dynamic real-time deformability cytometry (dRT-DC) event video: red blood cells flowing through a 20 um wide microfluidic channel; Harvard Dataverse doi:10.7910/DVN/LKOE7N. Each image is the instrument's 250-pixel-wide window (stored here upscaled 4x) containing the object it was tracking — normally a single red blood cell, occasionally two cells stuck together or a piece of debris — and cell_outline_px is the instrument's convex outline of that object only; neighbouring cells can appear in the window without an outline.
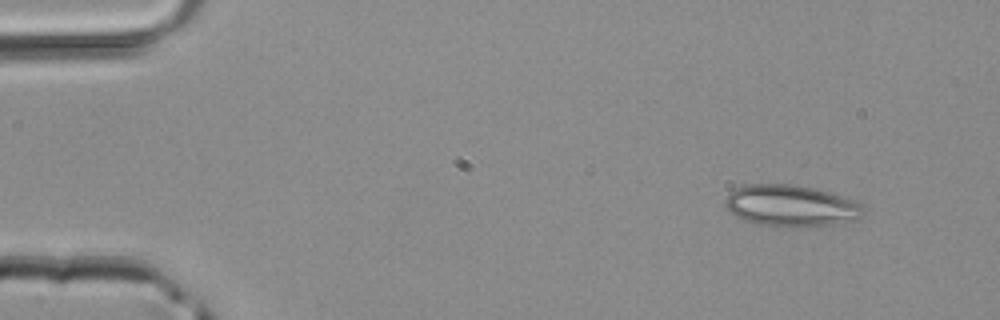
{"species": "common noctule bat (a hibernating species)", "species_latin": "Nyctalus noctula", "temperature_condition": "room temperature", "stored_images_in_passage": 3, "camera_frame_rate_fps": 3000, "um_per_image_px": 0.085, "animal": {"sex": "male", "body_mass_g": 20.4}, "frame": {"image": 1, "passage_image": 1, "time_ms": 0.0, "image_size_px": [1000, 320], "cell_outline_px": [[864, 212], [856, 220], [832, 224], [792, 228], [756, 224], [744, 220], [736, 216], [724, 204], [724, 200], [732, 188], [748, 184], [788, 184], [812, 188], [828, 192], [856, 200], [864, 204]], "centroid_in_image_um": [67.23, 17.49], "position_along_channel_um": 17.8, "area_um2": 33.7}}